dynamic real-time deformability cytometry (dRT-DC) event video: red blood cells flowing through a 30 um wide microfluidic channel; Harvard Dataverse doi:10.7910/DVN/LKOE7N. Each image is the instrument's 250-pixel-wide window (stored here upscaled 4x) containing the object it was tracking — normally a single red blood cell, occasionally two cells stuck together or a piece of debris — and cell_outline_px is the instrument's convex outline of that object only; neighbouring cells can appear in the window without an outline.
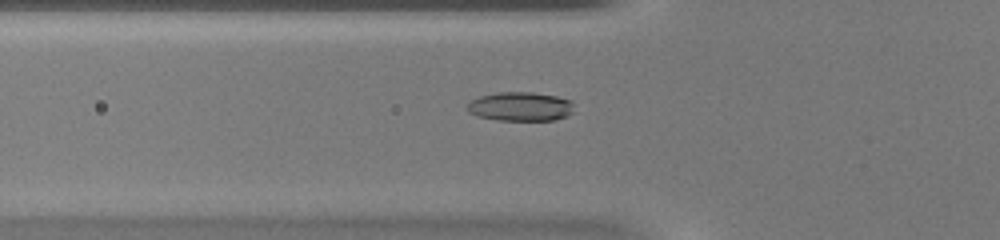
{"species": "common noctule bat (a hibernating species)", "species_latin": "Nyctalus noctula", "temperature_condition": "warm", "stored_images_in_passage": 32, "camera_frame_rate_fps": 3000, "um_per_image_px": 0.085, "animal": {"sex": "female", "body_mass_g": 20.0, "forearm_length_mm": 54.0}, "frame": {"image": 1, "passage_image": 4, "time_ms": 1.0, "image_size_px": [1000, 240], "cell_outline_px": [[572, 112], [568, 116], [556, 120], [500, 120], [476, 116], [468, 112], [464, 108], [464, 104], [480, 96], [496, 92], [532, 92], [556, 96], [572, 100]], "centroid_in_image_um": [44.19, 9.05], "position_along_channel_um": 81.6, "area_um2": 18.32}}
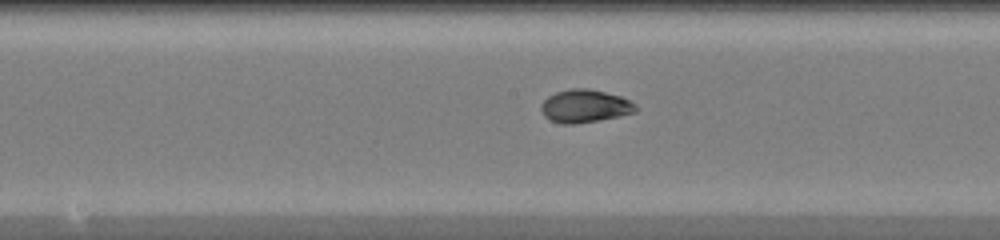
{"frame": {"image": 2, "passage_image": 12, "time_ms": 3.667, "image_size_px": [1000, 240], "cell_outline_px": [[640, 108], [636, 112], [620, 116], [600, 120], [572, 124], [560, 124], [548, 120], [544, 116], [540, 108], [540, 104], [548, 96], [556, 92], [572, 88], [588, 88], [620, 96], [636, 104]], "centroid_in_image_um": [49.7, 9.03], "position_along_channel_um": 198.5, "area_um2": 18.38}}
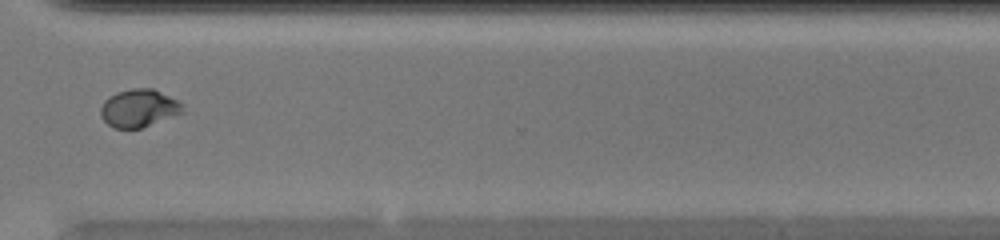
{"frame": {"image": 3, "passage_image": 23, "time_ms": 7.333, "image_size_px": [1000, 240], "cell_outline_px": [[184, 112], [140, 128], [112, 128], [100, 116], [100, 108], [104, 100], [108, 96], [116, 92], [132, 88], [152, 88], [184, 104]], "centroid_in_image_um": [11.77, 9.19], "position_along_channel_um": 358.8, "area_um2": 18.03}}